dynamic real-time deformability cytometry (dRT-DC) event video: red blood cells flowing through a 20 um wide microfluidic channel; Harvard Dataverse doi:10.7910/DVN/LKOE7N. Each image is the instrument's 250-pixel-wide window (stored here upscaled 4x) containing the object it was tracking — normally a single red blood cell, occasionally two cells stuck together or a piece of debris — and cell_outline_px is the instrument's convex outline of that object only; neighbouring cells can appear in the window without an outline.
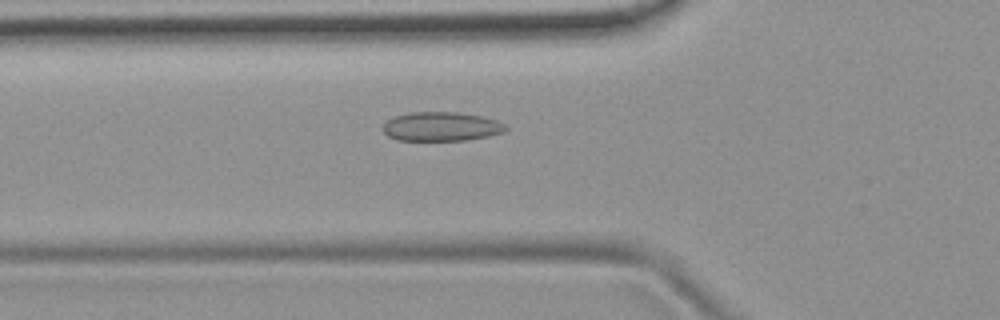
{"species": "common noctule bat (a hibernating species)", "species_latin": "Nyctalus noctula", "temperature_condition": "room temperature", "stored_images_in_passage": 33, "camera_frame_rate_fps": 3000, "um_per_image_px": 0.085, "animal": {"sex": "female", "body_mass_g": 19.9}, "frame": {"image": 1, "passage_image": 5, "time_ms": 1.333, "image_size_px": [1000, 320], "cell_outline_px": [[508, 128], [504, 132], [488, 136], [468, 140], [396, 140], [388, 136], [384, 132], [384, 124], [392, 116], [408, 112], [456, 112], [480, 116], [496, 120], [508, 124]], "centroid_in_image_um": [37.52, 10.75], "position_along_channel_um": 88.3, "area_um2": 20.92}}
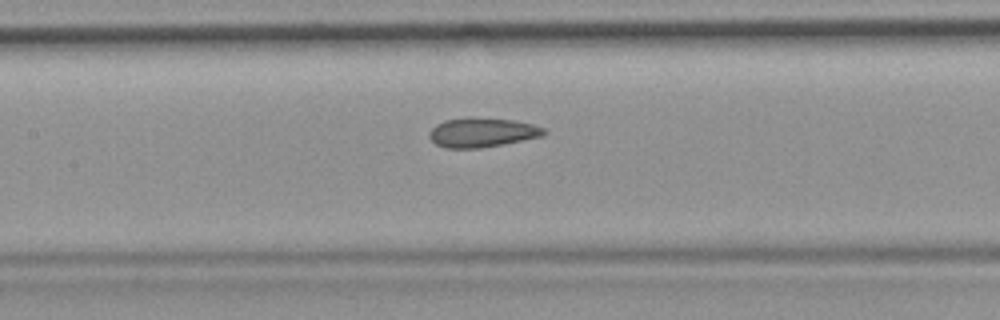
{"frame": {"image": 2, "passage_image": 11, "time_ms": 3.333, "image_size_px": [1000, 320], "cell_outline_px": [[548, 132], [544, 136], [504, 144], [480, 148], [444, 148], [436, 144], [428, 136], [428, 132], [436, 124], [444, 120], [468, 116], [472, 116], [516, 120], [532, 124], [544, 128]], "centroid_in_image_um": [40.98, 11.24], "position_along_channel_um": 166.4, "area_um2": 20.11}}
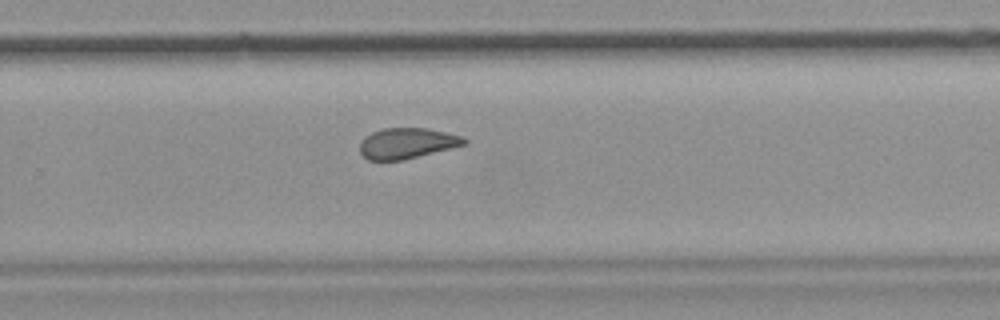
{"frame": {"image": 3, "passage_image": 21, "time_ms": 6.667, "image_size_px": [1000, 320], "cell_outline_px": [[468, 144], [404, 160], [368, 160], [360, 152], [360, 140], [364, 136], [372, 132], [384, 128], [428, 128], [460, 136], [468, 140]], "centroid_in_image_um": [34.59, 12.18], "position_along_channel_um": 295.2, "area_um2": 18.73}}